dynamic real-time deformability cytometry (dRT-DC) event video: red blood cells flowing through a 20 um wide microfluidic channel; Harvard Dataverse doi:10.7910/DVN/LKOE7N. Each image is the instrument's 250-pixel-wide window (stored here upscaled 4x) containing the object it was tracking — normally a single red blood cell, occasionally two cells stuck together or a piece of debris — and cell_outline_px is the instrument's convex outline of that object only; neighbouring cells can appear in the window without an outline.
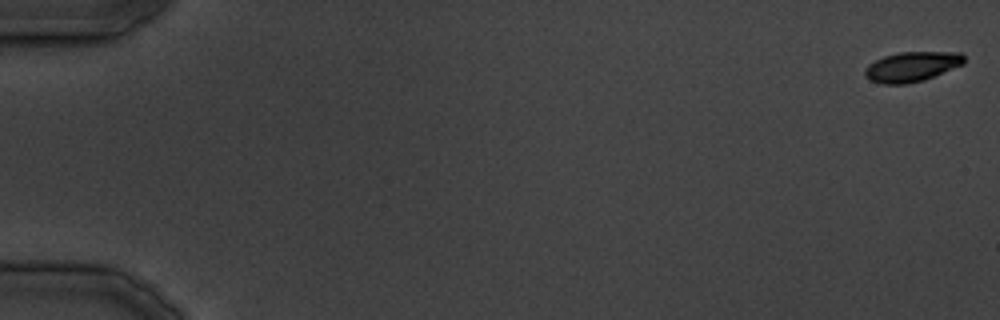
{"species": "common noctule bat (a hibernating species)", "species_latin": "Nyctalus noctula", "temperature_condition": "cold", "stored_images_in_passage": 29, "camera_frame_rate_fps": 3000, "um_per_image_px": 0.085, "animal": {"sex": "male", "body_mass_g": 19.5, "forearm_length_mm": 54.6}, "frame": {"image": 1, "passage_image": 1, "time_ms": 0.0, "image_size_px": [1000, 320], "cell_outline_px": [[964, 64], [924, 80], [908, 84], [884, 84], [872, 80], [864, 76], [864, 68], [868, 64], [884, 56], [900, 52], [960, 52], [964, 56]], "centroid_in_image_um": [77.5, 5.67], "position_along_channel_um": 7.5, "area_um2": 17.28}}
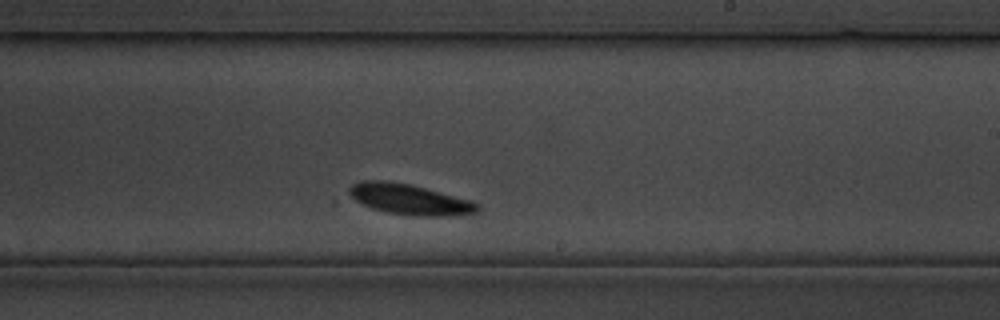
{"frame": {"image": 2, "passage_image": 19, "time_ms": 22.333, "image_size_px": [1000, 320], "cell_outline_px": [[480, 208], [476, 212], [448, 216], [412, 216], [388, 212], [372, 208], [356, 200], [348, 192], [348, 188], [352, 184], [360, 180], [384, 180], [412, 184], [472, 200], [480, 204]], "centroid_in_image_um": [34.83, 16.93], "position_along_channel_um": 254.2, "area_um2": 23.0}}
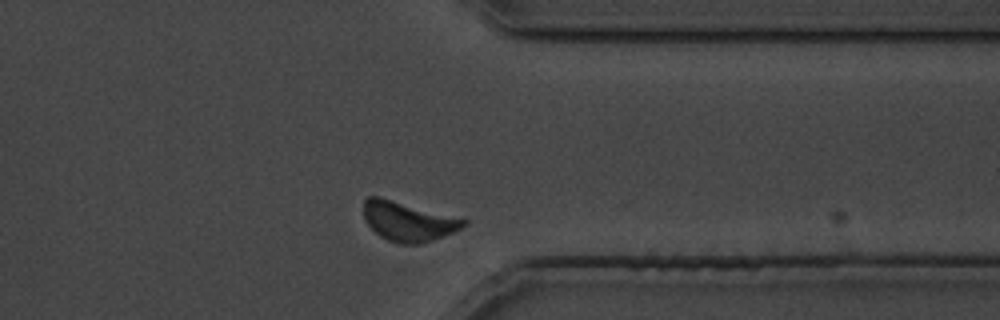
{"frame": {"image": 3, "passage_image": 26, "time_ms": 31.333, "image_size_px": [1000, 320], "cell_outline_px": [[468, 224], [452, 232], [432, 240], [420, 244], [400, 244], [388, 240], [380, 236], [364, 220], [364, 200], [368, 196], [380, 196], [468, 220]], "centroid_in_image_um": [34.66, 18.8], "position_along_channel_um": 376.7, "area_um2": 22.83}}